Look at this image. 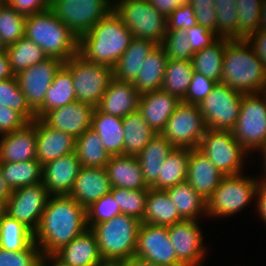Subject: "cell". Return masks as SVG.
<instances>
[{
    "instance_id": "cell-50",
    "label": "cell",
    "mask_w": 266,
    "mask_h": 266,
    "mask_svg": "<svg viewBox=\"0 0 266 266\" xmlns=\"http://www.w3.org/2000/svg\"><path fill=\"white\" fill-rule=\"evenodd\" d=\"M40 248L33 241L26 249L10 251L0 248V266H39Z\"/></svg>"
},
{
    "instance_id": "cell-9",
    "label": "cell",
    "mask_w": 266,
    "mask_h": 266,
    "mask_svg": "<svg viewBox=\"0 0 266 266\" xmlns=\"http://www.w3.org/2000/svg\"><path fill=\"white\" fill-rule=\"evenodd\" d=\"M231 131L250 156L262 148L266 143V97L263 93L243 95L240 113Z\"/></svg>"
},
{
    "instance_id": "cell-36",
    "label": "cell",
    "mask_w": 266,
    "mask_h": 266,
    "mask_svg": "<svg viewBox=\"0 0 266 266\" xmlns=\"http://www.w3.org/2000/svg\"><path fill=\"white\" fill-rule=\"evenodd\" d=\"M189 154V148L174 147L162 164L157 181L150 188L166 190L186 182Z\"/></svg>"
},
{
    "instance_id": "cell-6",
    "label": "cell",
    "mask_w": 266,
    "mask_h": 266,
    "mask_svg": "<svg viewBox=\"0 0 266 266\" xmlns=\"http://www.w3.org/2000/svg\"><path fill=\"white\" fill-rule=\"evenodd\" d=\"M113 11L135 38L161 45L167 33V17L148 0H113Z\"/></svg>"
},
{
    "instance_id": "cell-8",
    "label": "cell",
    "mask_w": 266,
    "mask_h": 266,
    "mask_svg": "<svg viewBox=\"0 0 266 266\" xmlns=\"http://www.w3.org/2000/svg\"><path fill=\"white\" fill-rule=\"evenodd\" d=\"M64 64L70 69L76 101L97 107L114 78L113 68L85 60L79 54Z\"/></svg>"
},
{
    "instance_id": "cell-14",
    "label": "cell",
    "mask_w": 266,
    "mask_h": 266,
    "mask_svg": "<svg viewBox=\"0 0 266 266\" xmlns=\"http://www.w3.org/2000/svg\"><path fill=\"white\" fill-rule=\"evenodd\" d=\"M50 194L42 182L13 190L6 201L5 214L33 233L37 229Z\"/></svg>"
},
{
    "instance_id": "cell-48",
    "label": "cell",
    "mask_w": 266,
    "mask_h": 266,
    "mask_svg": "<svg viewBox=\"0 0 266 266\" xmlns=\"http://www.w3.org/2000/svg\"><path fill=\"white\" fill-rule=\"evenodd\" d=\"M168 60L191 61L194 52L183 30L167 31L161 43Z\"/></svg>"
},
{
    "instance_id": "cell-55",
    "label": "cell",
    "mask_w": 266,
    "mask_h": 266,
    "mask_svg": "<svg viewBox=\"0 0 266 266\" xmlns=\"http://www.w3.org/2000/svg\"><path fill=\"white\" fill-rule=\"evenodd\" d=\"M29 123L19 112L0 105V135L11 133Z\"/></svg>"
},
{
    "instance_id": "cell-49",
    "label": "cell",
    "mask_w": 266,
    "mask_h": 266,
    "mask_svg": "<svg viewBox=\"0 0 266 266\" xmlns=\"http://www.w3.org/2000/svg\"><path fill=\"white\" fill-rule=\"evenodd\" d=\"M120 207L114 201L112 194L108 193L99 200L92 203L86 208L87 225L91 228L93 225L112 219L120 215Z\"/></svg>"
},
{
    "instance_id": "cell-41",
    "label": "cell",
    "mask_w": 266,
    "mask_h": 266,
    "mask_svg": "<svg viewBox=\"0 0 266 266\" xmlns=\"http://www.w3.org/2000/svg\"><path fill=\"white\" fill-rule=\"evenodd\" d=\"M5 52L15 75L30 66L44 62L48 58L39 46L26 37L6 47Z\"/></svg>"
},
{
    "instance_id": "cell-3",
    "label": "cell",
    "mask_w": 266,
    "mask_h": 266,
    "mask_svg": "<svg viewBox=\"0 0 266 266\" xmlns=\"http://www.w3.org/2000/svg\"><path fill=\"white\" fill-rule=\"evenodd\" d=\"M220 83L243 95L262 93L266 67L247 39H229L226 43Z\"/></svg>"
},
{
    "instance_id": "cell-7",
    "label": "cell",
    "mask_w": 266,
    "mask_h": 266,
    "mask_svg": "<svg viewBox=\"0 0 266 266\" xmlns=\"http://www.w3.org/2000/svg\"><path fill=\"white\" fill-rule=\"evenodd\" d=\"M260 178L238 175L224 176L207 200V218H225L242 211L256 200Z\"/></svg>"
},
{
    "instance_id": "cell-20",
    "label": "cell",
    "mask_w": 266,
    "mask_h": 266,
    "mask_svg": "<svg viewBox=\"0 0 266 266\" xmlns=\"http://www.w3.org/2000/svg\"><path fill=\"white\" fill-rule=\"evenodd\" d=\"M0 137V163L37 159L36 119Z\"/></svg>"
},
{
    "instance_id": "cell-66",
    "label": "cell",
    "mask_w": 266,
    "mask_h": 266,
    "mask_svg": "<svg viewBox=\"0 0 266 266\" xmlns=\"http://www.w3.org/2000/svg\"><path fill=\"white\" fill-rule=\"evenodd\" d=\"M258 152H262L261 153L262 154L261 156L263 157L262 168H264V170H263L264 174L262 177H259V178H260V180H266V143L262 146V148Z\"/></svg>"
},
{
    "instance_id": "cell-12",
    "label": "cell",
    "mask_w": 266,
    "mask_h": 266,
    "mask_svg": "<svg viewBox=\"0 0 266 266\" xmlns=\"http://www.w3.org/2000/svg\"><path fill=\"white\" fill-rule=\"evenodd\" d=\"M243 94L223 83H217L212 92L198 106L210 130L231 131L238 119Z\"/></svg>"
},
{
    "instance_id": "cell-31",
    "label": "cell",
    "mask_w": 266,
    "mask_h": 266,
    "mask_svg": "<svg viewBox=\"0 0 266 266\" xmlns=\"http://www.w3.org/2000/svg\"><path fill=\"white\" fill-rule=\"evenodd\" d=\"M174 146L160 133L136 156L145 183L151 187L158 179L160 168Z\"/></svg>"
},
{
    "instance_id": "cell-25",
    "label": "cell",
    "mask_w": 266,
    "mask_h": 266,
    "mask_svg": "<svg viewBox=\"0 0 266 266\" xmlns=\"http://www.w3.org/2000/svg\"><path fill=\"white\" fill-rule=\"evenodd\" d=\"M180 102L162 89L154 90L140 95L138 111L149 127L160 133Z\"/></svg>"
},
{
    "instance_id": "cell-67",
    "label": "cell",
    "mask_w": 266,
    "mask_h": 266,
    "mask_svg": "<svg viewBox=\"0 0 266 266\" xmlns=\"http://www.w3.org/2000/svg\"><path fill=\"white\" fill-rule=\"evenodd\" d=\"M5 206L6 203L0 200V220L5 215Z\"/></svg>"
},
{
    "instance_id": "cell-1",
    "label": "cell",
    "mask_w": 266,
    "mask_h": 266,
    "mask_svg": "<svg viewBox=\"0 0 266 266\" xmlns=\"http://www.w3.org/2000/svg\"><path fill=\"white\" fill-rule=\"evenodd\" d=\"M88 228L86 208L69 195H50L33 233L43 254H55Z\"/></svg>"
},
{
    "instance_id": "cell-65",
    "label": "cell",
    "mask_w": 266,
    "mask_h": 266,
    "mask_svg": "<svg viewBox=\"0 0 266 266\" xmlns=\"http://www.w3.org/2000/svg\"><path fill=\"white\" fill-rule=\"evenodd\" d=\"M260 14L259 31H266V0L263 1Z\"/></svg>"
},
{
    "instance_id": "cell-69",
    "label": "cell",
    "mask_w": 266,
    "mask_h": 266,
    "mask_svg": "<svg viewBox=\"0 0 266 266\" xmlns=\"http://www.w3.org/2000/svg\"><path fill=\"white\" fill-rule=\"evenodd\" d=\"M10 0H0V4L8 3Z\"/></svg>"
},
{
    "instance_id": "cell-52",
    "label": "cell",
    "mask_w": 266,
    "mask_h": 266,
    "mask_svg": "<svg viewBox=\"0 0 266 266\" xmlns=\"http://www.w3.org/2000/svg\"><path fill=\"white\" fill-rule=\"evenodd\" d=\"M196 24L195 12L190 3L181 4L167 17V31H186Z\"/></svg>"
},
{
    "instance_id": "cell-43",
    "label": "cell",
    "mask_w": 266,
    "mask_h": 266,
    "mask_svg": "<svg viewBox=\"0 0 266 266\" xmlns=\"http://www.w3.org/2000/svg\"><path fill=\"white\" fill-rule=\"evenodd\" d=\"M114 201L119 205L121 214L141 221L144 218L148 189L130 190L119 187L111 189Z\"/></svg>"
},
{
    "instance_id": "cell-26",
    "label": "cell",
    "mask_w": 266,
    "mask_h": 266,
    "mask_svg": "<svg viewBox=\"0 0 266 266\" xmlns=\"http://www.w3.org/2000/svg\"><path fill=\"white\" fill-rule=\"evenodd\" d=\"M105 169L113 187L130 190L149 189L136 156H111Z\"/></svg>"
},
{
    "instance_id": "cell-61",
    "label": "cell",
    "mask_w": 266,
    "mask_h": 266,
    "mask_svg": "<svg viewBox=\"0 0 266 266\" xmlns=\"http://www.w3.org/2000/svg\"><path fill=\"white\" fill-rule=\"evenodd\" d=\"M39 266H69V265L65 264L55 254H43V253H41V256L39 259Z\"/></svg>"
},
{
    "instance_id": "cell-44",
    "label": "cell",
    "mask_w": 266,
    "mask_h": 266,
    "mask_svg": "<svg viewBox=\"0 0 266 266\" xmlns=\"http://www.w3.org/2000/svg\"><path fill=\"white\" fill-rule=\"evenodd\" d=\"M26 16L8 3L0 4V38L5 47L25 37Z\"/></svg>"
},
{
    "instance_id": "cell-24",
    "label": "cell",
    "mask_w": 266,
    "mask_h": 266,
    "mask_svg": "<svg viewBox=\"0 0 266 266\" xmlns=\"http://www.w3.org/2000/svg\"><path fill=\"white\" fill-rule=\"evenodd\" d=\"M224 176L198 148L190 149L186 182L203 199L211 197Z\"/></svg>"
},
{
    "instance_id": "cell-56",
    "label": "cell",
    "mask_w": 266,
    "mask_h": 266,
    "mask_svg": "<svg viewBox=\"0 0 266 266\" xmlns=\"http://www.w3.org/2000/svg\"><path fill=\"white\" fill-rule=\"evenodd\" d=\"M8 4L25 16L50 9V0H10Z\"/></svg>"
},
{
    "instance_id": "cell-47",
    "label": "cell",
    "mask_w": 266,
    "mask_h": 266,
    "mask_svg": "<svg viewBox=\"0 0 266 266\" xmlns=\"http://www.w3.org/2000/svg\"><path fill=\"white\" fill-rule=\"evenodd\" d=\"M217 13V35L238 39V11L236 0H214Z\"/></svg>"
},
{
    "instance_id": "cell-30",
    "label": "cell",
    "mask_w": 266,
    "mask_h": 266,
    "mask_svg": "<svg viewBox=\"0 0 266 266\" xmlns=\"http://www.w3.org/2000/svg\"><path fill=\"white\" fill-rule=\"evenodd\" d=\"M110 156L124 155L123 118L105 114L95 108L92 126Z\"/></svg>"
},
{
    "instance_id": "cell-46",
    "label": "cell",
    "mask_w": 266,
    "mask_h": 266,
    "mask_svg": "<svg viewBox=\"0 0 266 266\" xmlns=\"http://www.w3.org/2000/svg\"><path fill=\"white\" fill-rule=\"evenodd\" d=\"M264 0H236L238 11V39H246L259 31L260 13Z\"/></svg>"
},
{
    "instance_id": "cell-29",
    "label": "cell",
    "mask_w": 266,
    "mask_h": 266,
    "mask_svg": "<svg viewBox=\"0 0 266 266\" xmlns=\"http://www.w3.org/2000/svg\"><path fill=\"white\" fill-rule=\"evenodd\" d=\"M76 101L70 69L63 63L54 75L42 106L35 112L36 118H42L48 111L69 105Z\"/></svg>"
},
{
    "instance_id": "cell-33",
    "label": "cell",
    "mask_w": 266,
    "mask_h": 266,
    "mask_svg": "<svg viewBox=\"0 0 266 266\" xmlns=\"http://www.w3.org/2000/svg\"><path fill=\"white\" fill-rule=\"evenodd\" d=\"M183 221L177 206L171 201L165 190L148 189L147 202L142 223L170 226Z\"/></svg>"
},
{
    "instance_id": "cell-40",
    "label": "cell",
    "mask_w": 266,
    "mask_h": 266,
    "mask_svg": "<svg viewBox=\"0 0 266 266\" xmlns=\"http://www.w3.org/2000/svg\"><path fill=\"white\" fill-rule=\"evenodd\" d=\"M193 72L191 61L168 60L161 89L182 101L191 83Z\"/></svg>"
},
{
    "instance_id": "cell-39",
    "label": "cell",
    "mask_w": 266,
    "mask_h": 266,
    "mask_svg": "<svg viewBox=\"0 0 266 266\" xmlns=\"http://www.w3.org/2000/svg\"><path fill=\"white\" fill-rule=\"evenodd\" d=\"M0 168L3 178L12 191L42 182V165L37 159L0 163Z\"/></svg>"
},
{
    "instance_id": "cell-16",
    "label": "cell",
    "mask_w": 266,
    "mask_h": 266,
    "mask_svg": "<svg viewBox=\"0 0 266 266\" xmlns=\"http://www.w3.org/2000/svg\"><path fill=\"white\" fill-rule=\"evenodd\" d=\"M198 220H183L168 226V235L177 260L183 266H203L207 247Z\"/></svg>"
},
{
    "instance_id": "cell-10",
    "label": "cell",
    "mask_w": 266,
    "mask_h": 266,
    "mask_svg": "<svg viewBox=\"0 0 266 266\" xmlns=\"http://www.w3.org/2000/svg\"><path fill=\"white\" fill-rule=\"evenodd\" d=\"M198 149L225 176L242 174L245 160L250 155L232 131L207 129Z\"/></svg>"
},
{
    "instance_id": "cell-62",
    "label": "cell",
    "mask_w": 266,
    "mask_h": 266,
    "mask_svg": "<svg viewBox=\"0 0 266 266\" xmlns=\"http://www.w3.org/2000/svg\"><path fill=\"white\" fill-rule=\"evenodd\" d=\"M12 190L7 185L5 179L3 178L1 168H0V200L6 203L8 198L11 196Z\"/></svg>"
},
{
    "instance_id": "cell-45",
    "label": "cell",
    "mask_w": 266,
    "mask_h": 266,
    "mask_svg": "<svg viewBox=\"0 0 266 266\" xmlns=\"http://www.w3.org/2000/svg\"><path fill=\"white\" fill-rule=\"evenodd\" d=\"M0 105L19 112L28 122L36 119V114L28 105L16 77L0 80Z\"/></svg>"
},
{
    "instance_id": "cell-38",
    "label": "cell",
    "mask_w": 266,
    "mask_h": 266,
    "mask_svg": "<svg viewBox=\"0 0 266 266\" xmlns=\"http://www.w3.org/2000/svg\"><path fill=\"white\" fill-rule=\"evenodd\" d=\"M75 152L81 167L104 168L111 157L99 135L91 128L76 138Z\"/></svg>"
},
{
    "instance_id": "cell-11",
    "label": "cell",
    "mask_w": 266,
    "mask_h": 266,
    "mask_svg": "<svg viewBox=\"0 0 266 266\" xmlns=\"http://www.w3.org/2000/svg\"><path fill=\"white\" fill-rule=\"evenodd\" d=\"M50 10L79 39L113 10V0H50Z\"/></svg>"
},
{
    "instance_id": "cell-63",
    "label": "cell",
    "mask_w": 266,
    "mask_h": 266,
    "mask_svg": "<svg viewBox=\"0 0 266 266\" xmlns=\"http://www.w3.org/2000/svg\"><path fill=\"white\" fill-rule=\"evenodd\" d=\"M124 266H158V265L133 256L131 258L124 260Z\"/></svg>"
},
{
    "instance_id": "cell-18",
    "label": "cell",
    "mask_w": 266,
    "mask_h": 266,
    "mask_svg": "<svg viewBox=\"0 0 266 266\" xmlns=\"http://www.w3.org/2000/svg\"><path fill=\"white\" fill-rule=\"evenodd\" d=\"M95 107L74 101L69 105L48 111L41 120L52 129L68 133L75 138L92 126Z\"/></svg>"
},
{
    "instance_id": "cell-59",
    "label": "cell",
    "mask_w": 266,
    "mask_h": 266,
    "mask_svg": "<svg viewBox=\"0 0 266 266\" xmlns=\"http://www.w3.org/2000/svg\"><path fill=\"white\" fill-rule=\"evenodd\" d=\"M161 14L168 17L182 3L179 0H148Z\"/></svg>"
},
{
    "instance_id": "cell-53",
    "label": "cell",
    "mask_w": 266,
    "mask_h": 266,
    "mask_svg": "<svg viewBox=\"0 0 266 266\" xmlns=\"http://www.w3.org/2000/svg\"><path fill=\"white\" fill-rule=\"evenodd\" d=\"M195 12L197 24L217 34V13L214 0H189Z\"/></svg>"
},
{
    "instance_id": "cell-51",
    "label": "cell",
    "mask_w": 266,
    "mask_h": 266,
    "mask_svg": "<svg viewBox=\"0 0 266 266\" xmlns=\"http://www.w3.org/2000/svg\"><path fill=\"white\" fill-rule=\"evenodd\" d=\"M216 84V81L194 71L191 83L182 102L198 105L212 92Z\"/></svg>"
},
{
    "instance_id": "cell-5",
    "label": "cell",
    "mask_w": 266,
    "mask_h": 266,
    "mask_svg": "<svg viewBox=\"0 0 266 266\" xmlns=\"http://www.w3.org/2000/svg\"><path fill=\"white\" fill-rule=\"evenodd\" d=\"M141 221L120 214L93 225L102 259L126 260L134 256Z\"/></svg>"
},
{
    "instance_id": "cell-28",
    "label": "cell",
    "mask_w": 266,
    "mask_h": 266,
    "mask_svg": "<svg viewBox=\"0 0 266 266\" xmlns=\"http://www.w3.org/2000/svg\"><path fill=\"white\" fill-rule=\"evenodd\" d=\"M157 45L155 42L134 37L113 67L114 78L134 82L141 71L142 63Z\"/></svg>"
},
{
    "instance_id": "cell-71",
    "label": "cell",
    "mask_w": 266,
    "mask_h": 266,
    "mask_svg": "<svg viewBox=\"0 0 266 266\" xmlns=\"http://www.w3.org/2000/svg\"><path fill=\"white\" fill-rule=\"evenodd\" d=\"M262 93H263V95L266 97V86L263 88Z\"/></svg>"
},
{
    "instance_id": "cell-22",
    "label": "cell",
    "mask_w": 266,
    "mask_h": 266,
    "mask_svg": "<svg viewBox=\"0 0 266 266\" xmlns=\"http://www.w3.org/2000/svg\"><path fill=\"white\" fill-rule=\"evenodd\" d=\"M111 189L105 167H81L69 196L84 208H88L105 194L110 193Z\"/></svg>"
},
{
    "instance_id": "cell-34",
    "label": "cell",
    "mask_w": 266,
    "mask_h": 266,
    "mask_svg": "<svg viewBox=\"0 0 266 266\" xmlns=\"http://www.w3.org/2000/svg\"><path fill=\"white\" fill-rule=\"evenodd\" d=\"M183 220H199L207 217V201L188 182L176 184L165 190Z\"/></svg>"
},
{
    "instance_id": "cell-19",
    "label": "cell",
    "mask_w": 266,
    "mask_h": 266,
    "mask_svg": "<svg viewBox=\"0 0 266 266\" xmlns=\"http://www.w3.org/2000/svg\"><path fill=\"white\" fill-rule=\"evenodd\" d=\"M80 168L76 152L59 157L42 166V183L50 195H69Z\"/></svg>"
},
{
    "instance_id": "cell-60",
    "label": "cell",
    "mask_w": 266,
    "mask_h": 266,
    "mask_svg": "<svg viewBox=\"0 0 266 266\" xmlns=\"http://www.w3.org/2000/svg\"><path fill=\"white\" fill-rule=\"evenodd\" d=\"M15 77L5 51L0 52V80Z\"/></svg>"
},
{
    "instance_id": "cell-13",
    "label": "cell",
    "mask_w": 266,
    "mask_h": 266,
    "mask_svg": "<svg viewBox=\"0 0 266 266\" xmlns=\"http://www.w3.org/2000/svg\"><path fill=\"white\" fill-rule=\"evenodd\" d=\"M206 130L199 106L181 101L160 134L174 147L196 149Z\"/></svg>"
},
{
    "instance_id": "cell-64",
    "label": "cell",
    "mask_w": 266,
    "mask_h": 266,
    "mask_svg": "<svg viewBox=\"0 0 266 266\" xmlns=\"http://www.w3.org/2000/svg\"><path fill=\"white\" fill-rule=\"evenodd\" d=\"M95 266H124V260L101 259Z\"/></svg>"
},
{
    "instance_id": "cell-17",
    "label": "cell",
    "mask_w": 266,
    "mask_h": 266,
    "mask_svg": "<svg viewBox=\"0 0 266 266\" xmlns=\"http://www.w3.org/2000/svg\"><path fill=\"white\" fill-rule=\"evenodd\" d=\"M63 63L58 58H47L44 62L30 66L15 75L20 90L34 112L42 106L54 75Z\"/></svg>"
},
{
    "instance_id": "cell-42",
    "label": "cell",
    "mask_w": 266,
    "mask_h": 266,
    "mask_svg": "<svg viewBox=\"0 0 266 266\" xmlns=\"http://www.w3.org/2000/svg\"><path fill=\"white\" fill-rule=\"evenodd\" d=\"M33 232L23 223L5 214L0 220V248L10 251L26 249L32 242Z\"/></svg>"
},
{
    "instance_id": "cell-54",
    "label": "cell",
    "mask_w": 266,
    "mask_h": 266,
    "mask_svg": "<svg viewBox=\"0 0 266 266\" xmlns=\"http://www.w3.org/2000/svg\"><path fill=\"white\" fill-rule=\"evenodd\" d=\"M185 33L194 53L211 46L220 38L216 33L200 24L192 26Z\"/></svg>"
},
{
    "instance_id": "cell-2",
    "label": "cell",
    "mask_w": 266,
    "mask_h": 266,
    "mask_svg": "<svg viewBox=\"0 0 266 266\" xmlns=\"http://www.w3.org/2000/svg\"><path fill=\"white\" fill-rule=\"evenodd\" d=\"M134 38L112 10L79 38L78 54L85 60L114 67Z\"/></svg>"
},
{
    "instance_id": "cell-4",
    "label": "cell",
    "mask_w": 266,
    "mask_h": 266,
    "mask_svg": "<svg viewBox=\"0 0 266 266\" xmlns=\"http://www.w3.org/2000/svg\"><path fill=\"white\" fill-rule=\"evenodd\" d=\"M25 37L39 46L48 58L66 62L78 54V37L50 9L26 16Z\"/></svg>"
},
{
    "instance_id": "cell-35",
    "label": "cell",
    "mask_w": 266,
    "mask_h": 266,
    "mask_svg": "<svg viewBox=\"0 0 266 266\" xmlns=\"http://www.w3.org/2000/svg\"><path fill=\"white\" fill-rule=\"evenodd\" d=\"M124 155L137 156L158 134L149 127L139 111L123 118Z\"/></svg>"
},
{
    "instance_id": "cell-15",
    "label": "cell",
    "mask_w": 266,
    "mask_h": 266,
    "mask_svg": "<svg viewBox=\"0 0 266 266\" xmlns=\"http://www.w3.org/2000/svg\"><path fill=\"white\" fill-rule=\"evenodd\" d=\"M134 256L158 266H183L177 260L168 235V226L141 222Z\"/></svg>"
},
{
    "instance_id": "cell-58",
    "label": "cell",
    "mask_w": 266,
    "mask_h": 266,
    "mask_svg": "<svg viewBox=\"0 0 266 266\" xmlns=\"http://www.w3.org/2000/svg\"><path fill=\"white\" fill-rule=\"evenodd\" d=\"M256 208L258 210L260 220L266 224V180H260L256 193Z\"/></svg>"
},
{
    "instance_id": "cell-37",
    "label": "cell",
    "mask_w": 266,
    "mask_h": 266,
    "mask_svg": "<svg viewBox=\"0 0 266 266\" xmlns=\"http://www.w3.org/2000/svg\"><path fill=\"white\" fill-rule=\"evenodd\" d=\"M229 38H219L209 47L195 52L191 62L194 71L220 83L223 73V58Z\"/></svg>"
},
{
    "instance_id": "cell-70",
    "label": "cell",
    "mask_w": 266,
    "mask_h": 266,
    "mask_svg": "<svg viewBox=\"0 0 266 266\" xmlns=\"http://www.w3.org/2000/svg\"><path fill=\"white\" fill-rule=\"evenodd\" d=\"M182 4L189 3V0H179Z\"/></svg>"
},
{
    "instance_id": "cell-23",
    "label": "cell",
    "mask_w": 266,
    "mask_h": 266,
    "mask_svg": "<svg viewBox=\"0 0 266 266\" xmlns=\"http://www.w3.org/2000/svg\"><path fill=\"white\" fill-rule=\"evenodd\" d=\"M139 98L133 82L113 78L96 108L105 114L124 118L138 111Z\"/></svg>"
},
{
    "instance_id": "cell-57",
    "label": "cell",
    "mask_w": 266,
    "mask_h": 266,
    "mask_svg": "<svg viewBox=\"0 0 266 266\" xmlns=\"http://www.w3.org/2000/svg\"><path fill=\"white\" fill-rule=\"evenodd\" d=\"M247 41L253 47L256 55L264 63L266 67V31H257L250 34Z\"/></svg>"
},
{
    "instance_id": "cell-68",
    "label": "cell",
    "mask_w": 266,
    "mask_h": 266,
    "mask_svg": "<svg viewBox=\"0 0 266 266\" xmlns=\"http://www.w3.org/2000/svg\"><path fill=\"white\" fill-rule=\"evenodd\" d=\"M5 50H6V47L4 46V44L2 43L1 38H0V52H3Z\"/></svg>"
},
{
    "instance_id": "cell-27",
    "label": "cell",
    "mask_w": 266,
    "mask_h": 266,
    "mask_svg": "<svg viewBox=\"0 0 266 266\" xmlns=\"http://www.w3.org/2000/svg\"><path fill=\"white\" fill-rule=\"evenodd\" d=\"M55 255L69 266H95L101 259L96 236L87 228Z\"/></svg>"
},
{
    "instance_id": "cell-21",
    "label": "cell",
    "mask_w": 266,
    "mask_h": 266,
    "mask_svg": "<svg viewBox=\"0 0 266 266\" xmlns=\"http://www.w3.org/2000/svg\"><path fill=\"white\" fill-rule=\"evenodd\" d=\"M37 160L46 163L75 152L76 138L68 133L52 129L36 118Z\"/></svg>"
},
{
    "instance_id": "cell-32",
    "label": "cell",
    "mask_w": 266,
    "mask_h": 266,
    "mask_svg": "<svg viewBox=\"0 0 266 266\" xmlns=\"http://www.w3.org/2000/svg\"><path fill=\"white\" fill-rule=\"evenodd\" d=\"M167 61V54L161 45H157L146 57L138 77L133 82L140 95L162 88Z\"/></svg>"
}]
</instances>
